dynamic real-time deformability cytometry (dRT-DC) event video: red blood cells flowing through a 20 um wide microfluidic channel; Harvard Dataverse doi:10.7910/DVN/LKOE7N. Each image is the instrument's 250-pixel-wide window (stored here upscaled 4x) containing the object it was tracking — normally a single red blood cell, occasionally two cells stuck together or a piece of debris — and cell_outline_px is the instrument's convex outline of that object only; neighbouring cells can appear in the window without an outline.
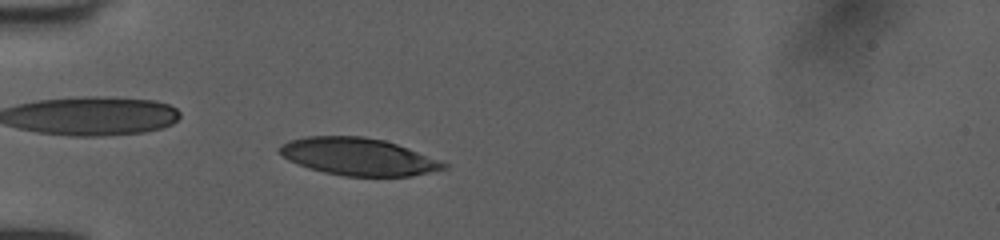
{"species": "human", "species_latin": "Homo sapiens", "temperature_condition": "room temperature", "stored_images_in_passage": 44, "camera_frame_rate_fps": 3000, "um_per_image_px": 0.085, "donor": {"sex": "female"}, "frame": {"image": 1, "passage_image": 12, "time_ms": 3.667, "image_size_px": [1000, 240], "cell_outline_px": [[448, 168], [412, 176], [344, 176], [324, 172], [308, 168], [288, 160], [280, 152], [280, 144], [288, 140], [308, 136], [364, 136], [384, 140], [408, 148], [440, 160], [448, 164]], "centroid_in_image_um": [30.46, 13.31], "position_along_channel_um": 54.5, "area_um2": 35.66}}
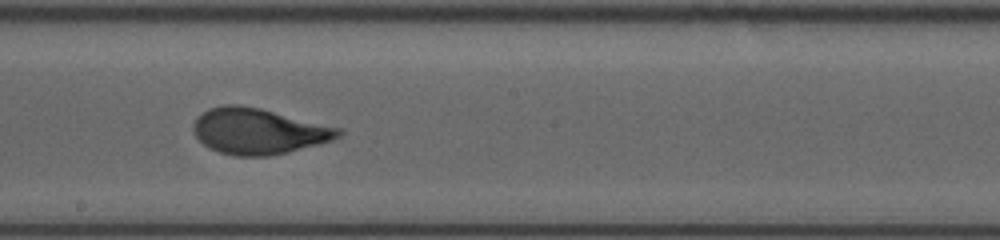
{"frame": {"image": 2, "passage_image": 26, "time_ms": 8.333, "image_size_px": [1000, 240], "cell_outline_px": [[344, 132], [340, 136], [332, 140], [320, 144], [288, 152], [268, 156], [232, 156], [208, 148], [192, 132], [192, 124], [196, 116], [208, 108], [224, 104], [240, 104], [260, 108], [344, 128]], "centroid_in_image_um": [21.97, 11.14], "position_along_channel_um": 226.2, "area_um2": 39.36}}
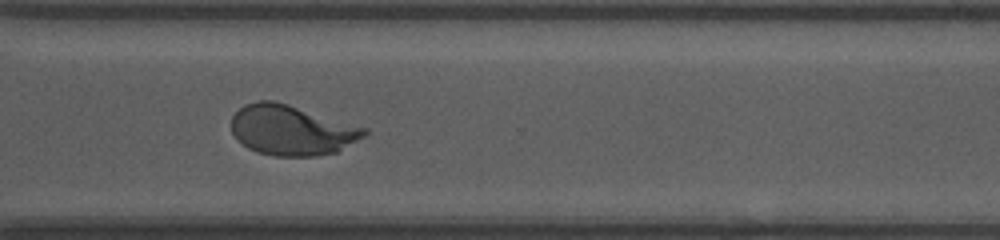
{"frame": {"image": 3, "passage_image": 35, "time_ms": 11.333, "image_size_px": [1000, 240], "cell_outline_px": [[368, 132], [364, 136], [336, 152], [316, 156], [272, 156], [256, 152], [248, 148], [236, 140], [232, 132], [232, 116], [244, 104], [256, 100], [272, 100], [288, 104], [368, 128]], "centroid_in_image_um": [24.76, 11.06], "position_along_channel_um": 345.8, "area_um2": 38.96}, "authors_computed_cell_mechanics": {"area_um2": 38.1191, "velocity_mm_per_s": 3.9999, "shape_relaxation_time_tau1_ms": 3.0807, "shape_relaxation_time_tau2_ms": null, "deformation_change_tau1": 0.1713, "deformation_change_tau2": null}}